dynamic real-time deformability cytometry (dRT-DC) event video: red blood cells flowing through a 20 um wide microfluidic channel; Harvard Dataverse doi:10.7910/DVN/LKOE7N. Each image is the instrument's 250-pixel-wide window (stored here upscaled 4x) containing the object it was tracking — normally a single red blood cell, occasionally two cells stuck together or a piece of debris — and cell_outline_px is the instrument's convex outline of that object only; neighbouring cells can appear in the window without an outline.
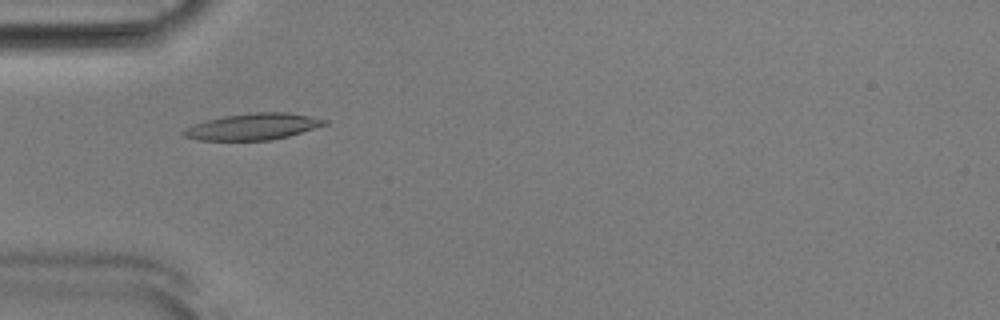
{"species": "Egyptian fruit bat (a non-hibernating species)", "species_latin": "Rousettus aegyptiacus", "temperature_condition": "room temperature", "stored_images_in_passage": 37, "camera_frame_rate_fps": 3000, "um_per_image_px": 0.085, "animal": {"sex": "male"}, "frame": {"image": 1, "passage_image": 1, "time_ms": 0.0, "image_size_px": [1000, 320], "cell_outline_px": [[328, 124], [288, 136], [272, 140], [200, 140], [184, 136], [180, 132], [184, 128], [192, 124], [224, 116], [252, 112], [284, 112], [308, 116], [328, 120]], "centroid_in_image_um": [21.47, 10.76], "position_along_channel_um": 63.5, "area_um2": 21.62}}
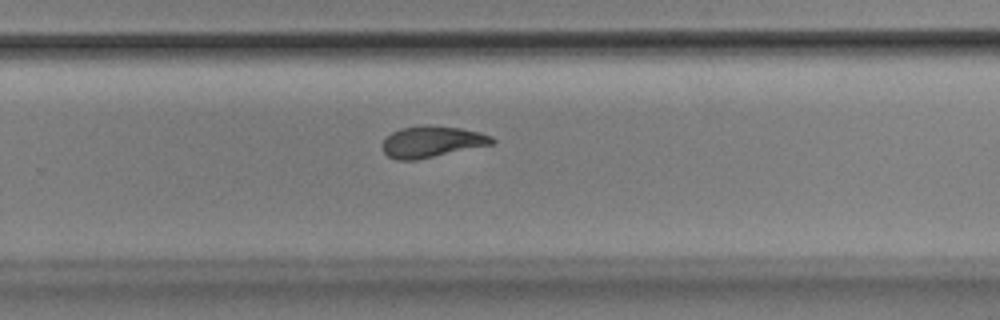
{"frame": {"image": 2, "passage_image": 19, "time_ms": 6.0, "image_size_px": [1000, 320], "cell_outline_px": [[496, 140], [492, 144], [416, 160], [396, 160], [388, 156], [384, 152], [384, 140], [392, 132], [400, 128], [428, 124], [460, 128], [480, 132], [492, 136]], "centroid_in_image_um": [36.72, 12.03], "position_along_channel_um": 293.1, "area_um2": 19.88}}
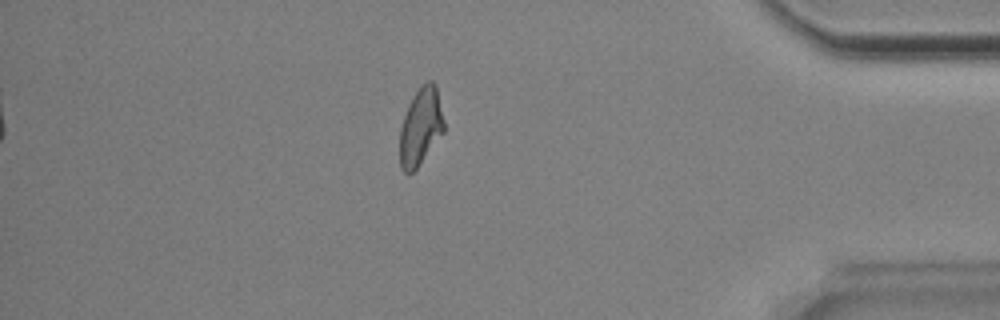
{"frame": {"image": 3, "passage_image": 30, "time_ms": 9.667, "image_size_px": [1000, 320], "cell_outline_px": [[444, 132], [416, 168], [412, 172], [404, 172], [400, 168], [400, 128], [408, 104], [416, 92], [428, 80], [432, 80], [436, 84], [444, 120]], "centroid_in_image_um": [35.76, 10.76], "position_along_channel_um": 399.4, "area_um2": 19.71}, "authors_computed_cell_mechanics": {"area_um2": 20.0566, "velocity_mm_per_s": 3.8593, "shape_relaxation_time_tau1_ms": 6.7956, "shape_relaxation_time_tau2_ms": 2.7752, "deformation_change_tau1": 0.2116, "deformation_change_tau2": 0.1092}}